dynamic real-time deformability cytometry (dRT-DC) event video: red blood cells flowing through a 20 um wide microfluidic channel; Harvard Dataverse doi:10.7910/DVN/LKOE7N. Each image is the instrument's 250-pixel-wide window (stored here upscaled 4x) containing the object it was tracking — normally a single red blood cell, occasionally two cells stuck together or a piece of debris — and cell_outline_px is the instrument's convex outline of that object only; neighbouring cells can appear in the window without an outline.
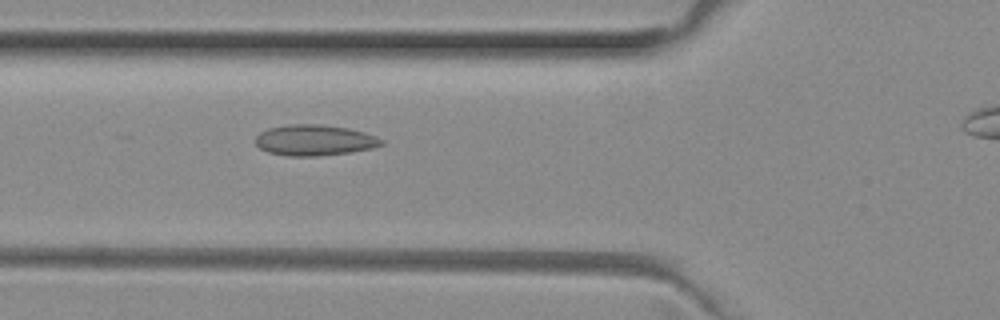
{"species": "common noctule bat (a hibernating species)", "species_latin": "Nyctalus noctula", "temperature_condition": "room temperature", "stored_images_in_passage": 37, "camera_frame_rate_fps": 3000, "um_per_image_px": 0.085, "animal": {"sex": "female", "body_mass_g": 29.2, "forearm_length_mm": 56.3}, "frame": {"image": 1, "passage_image": 9, "time_ms": 2.667, "image_size_px": [1000, 320], "cell_outline_px": [[384, 144], [372, 148], [348, 152], [316, 156], [288, 156], [268, 152], [260, 148], [256, 144], [256, 136], [260, 132], [268, 128], [288, 124], [320, 124], [348, 128], [364, 132], [376, 136], [384, 140]], "centroid_in_image_um": [26.73, 11.91], "position_along_channel_um": 99.1, "area_um2": 22.6}}
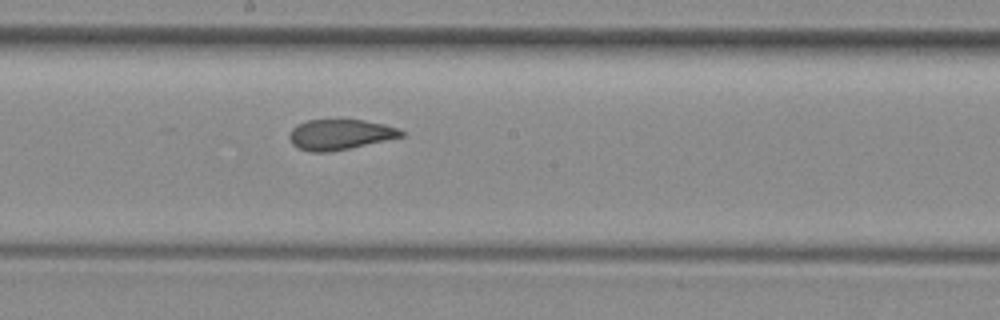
{"frame": {"image": 2, "passage_image": 18, "time_ms": 5.667, "image_size_px": [1000, 320], "cell_outline_px": [[404, 136], [348, 148], [328, 152], [312, 152], [300, 148], [292, 144], [288, 136], [292, 128], [296, 124], [308, 120], [364, 120], [384, 124], [396, 128], [404, 132]], "centroid_in_image_um": [28.86, 11.42], "position_along_channel_um": 219.3, "area_um2": 19.54}}
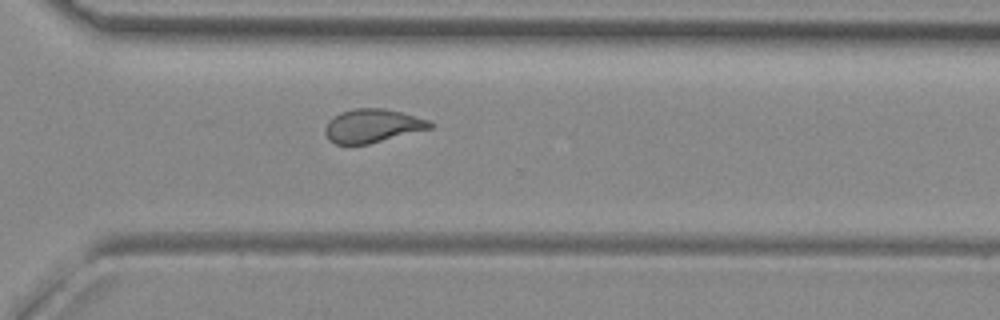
{"frame": {"image": 3, "passage_image": 27, "time_ms": 8.667, "image_size_px": [1000, 320], "cell_outline_px": [[432, 128], [368, 144], [336, 144], [328, 140], [324, 132], [324, 128], [328, 120], [340, 112], [352, 108], [384, 108], [404, 112], [428, 120], [432, 124]], "centroid_in_image_um": [31.62, 10.68], "position_along_channel_um": 339.0, "area_um2": 20.63}, "authors_computed_cell_mechanics": {"area_um2": 20.6346, "velocity_mm_per_s": 4.0019, "shape_relaxation_time_tau1_ms": null, "shape_relaxation_time_tau2_ms": 1.6543, "deformation_change_tau1": null, "deformation_change_tau2": 0.0816}}